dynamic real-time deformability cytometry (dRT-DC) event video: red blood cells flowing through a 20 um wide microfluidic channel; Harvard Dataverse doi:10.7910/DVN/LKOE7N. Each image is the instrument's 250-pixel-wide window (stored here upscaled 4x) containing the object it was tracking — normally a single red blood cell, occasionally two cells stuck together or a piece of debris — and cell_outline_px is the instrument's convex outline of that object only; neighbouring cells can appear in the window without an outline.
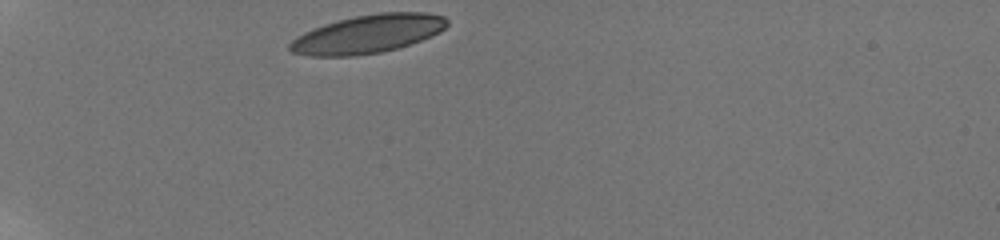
{"species": "human", "species_latin": "Homo sapiens", "temperature_condition": "room temperature", "stored_images_in_passage": 41, "camera_frame_rate_fps": 3000, "um_per_image_px": 0.085, "donor": {"sex": "male"}, "frame": {"image": 1, "passage_image": 1, "time_ms": 0.0, "image_size_px": [1000, 240], "cell_outline_px": [[448, 24], [440, 32], [432, 36], [396, 48], [380, 52], [352, 56], [308, 56], [292, 52], [288, 48], [288, 44], [296, 36], [312, 28], [324, 24], [356, 16], [380, 12], [428, 12], [444, 16], [448, 20]], "centroid_in_image_um": [31.25, 2.88], "position_along_channel_um": 53.7, "area_um2": 35.08}}
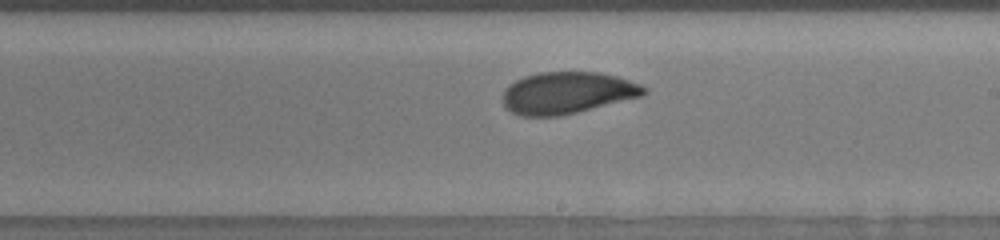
{"frame": {"image": 2, "passage_image": 24, "time_ms": 6.0, "image_size_px": [1000, 240], "cell_outline_px": [[648, 92], [644, 96], [560, 116], [520, 116], [512, 112], [504, 104], [500, 96], [504, 88], [508, 84], [524, 76], [536, 72], [600, 72], [616, 76], [640, 84], [648, 88]], "centroid_in_image_um": [48.2, 7.89], "position_along_channel_um": 240.8, "area_um2": 34.8}}
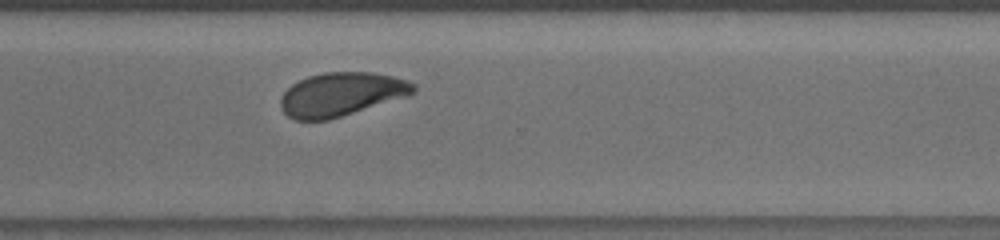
{"frame": {"image": 3, "passage_image": 33, "time_ms": 8.667, "image_size_px": [1000, 240], "cell_outline_px": [[416, 92], [408, 96], [328, 120], [296, 120], [288, 116], [280, 108], [280, 96], [292, 84], [308, 76], [324, 72], [372, 72], [392, 76], [408, 80], [416, 84]], "centroid_in_image_um": [29.02, 8.01], "position_along_channel_um": 341.6, "area_um2": 33.87}, "authors_computed_cell_mechanics": {"area_um2": 34.68, "velocity_mm_per_s": 3.7718, "shape_relaxation_time_tau1_ms": 3.8563, "shape_relaxation_time_tau2_ms": 1.6003, "deformation_change_tau1": 0.1383, "deformation_change_tau2": 0.0727}}